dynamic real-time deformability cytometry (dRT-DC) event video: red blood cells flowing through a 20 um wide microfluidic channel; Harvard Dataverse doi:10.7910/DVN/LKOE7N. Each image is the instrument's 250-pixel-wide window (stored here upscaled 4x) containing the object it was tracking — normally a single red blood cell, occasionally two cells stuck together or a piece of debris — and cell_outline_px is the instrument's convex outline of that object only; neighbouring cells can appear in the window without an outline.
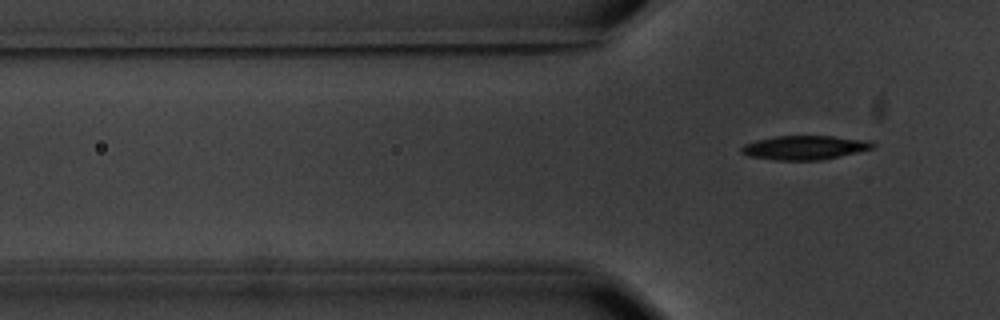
{"species": "common noctule bat (a hibernating species)", "species_latin": "Nyctalus noctula", "temperature_condition": "warm", "stored_images_in_passage": 3, "camera_frame_rate_fps": 3000, "um_per_image_px": 0.085, "animal": {"sex": "male", "body_mass_g": 20.1, "forearm_length_mm": 53.5}, "frame": {"image": 1, "passage_image": 3, "time_ms": 2.333, "image_size_px": [1000, 320], "cell_outline_px": [[876, 144], [872, 148], [856, 152], [820, 160], [776, 160], [748, 156], [740, 152], [740, 148], [744, 144], [756, 140], [776, 136], [832, 136], [872, 140]], "centroid_in_image_um": [68.38, 12.54], "position_along_channel_um": 57.4, "area_um2": 18.38}}